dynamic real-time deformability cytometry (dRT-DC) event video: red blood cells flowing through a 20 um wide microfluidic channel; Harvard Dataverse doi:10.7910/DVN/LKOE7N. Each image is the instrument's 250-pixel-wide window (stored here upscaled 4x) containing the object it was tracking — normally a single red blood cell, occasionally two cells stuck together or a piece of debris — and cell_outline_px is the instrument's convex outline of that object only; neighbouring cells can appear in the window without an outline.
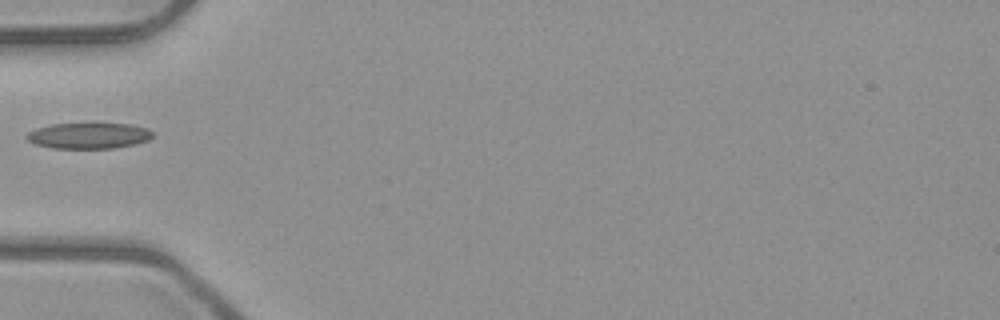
{"species": "common noctule bat (a hibernating species)", "species_latin": "Nyctalus noctula", "temperature_condition": "room temperature", "stored_images_in_passage": 3, "camera_frame_rate_fps": 3000, "um_per_image_px": 0.085, "animal": {"sex": "male", "body_mass_g": 23.1, "forearm_length_mm": 52.7}, "frame": {"image": 1, "passage_image": 2, "time_ms": 0.333, "image_size_px": [1000, 320], "cell_outline_px": [[152, 136], [148, 140], [132, 144], [112, 148], [52, 148], [36, 144], [28, 140], [24, 136], [28, 132], [36, 128], [52, 124], [132, 124], [148, 128], [152, 132]], "centroid_in_image_um": [7.52, 11.53], "position_along_channel_um": 77.5, "area_um2": 18.79}}
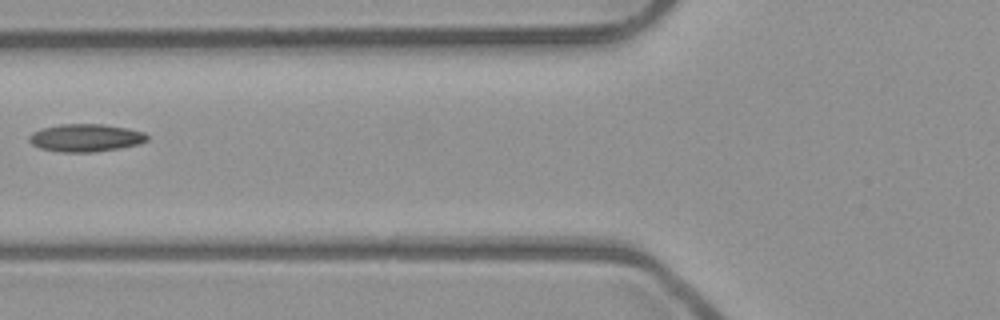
{"frame": {"image": 2, "passage_image": 3, "time_ms": 0.667, "image_size_px": [1000, 320], "cell_outline_px": [[148, 140], [140, 144], [92, 152], [60, 152], [40, 148], [32, 144], [28, 140], [28, 136], [32, 132], [40, 128], [60, 124], [104, 124], [128, 128], [144, 132], [148, 136]], "centroid_in_image_um": [7.26, 11.7], "position_along_channel_um": 118.5, "area_um2": 19.13}}